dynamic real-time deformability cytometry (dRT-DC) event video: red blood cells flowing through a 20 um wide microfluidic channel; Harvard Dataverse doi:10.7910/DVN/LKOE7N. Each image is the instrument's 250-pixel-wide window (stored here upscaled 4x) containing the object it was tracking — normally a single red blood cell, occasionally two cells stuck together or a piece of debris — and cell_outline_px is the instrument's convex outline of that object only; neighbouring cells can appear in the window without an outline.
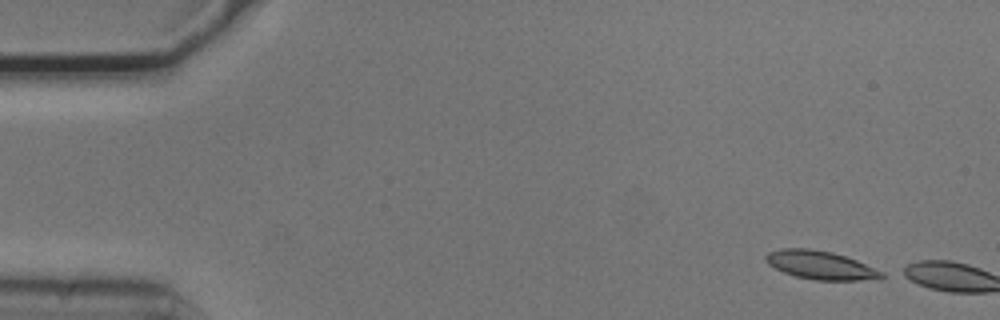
{"species": "common noctule bat (a hibernating species)", "species_latin": "Nyctalus noctula", "temperature_condition": "cold", "stored_images_in_passage": 3, "camera_frame_rate_fps": 3000, "um_per_image_px": 0.085, "animal": {"sex": "male", "body_mass_g": 20.5, "forearm_length_mm": 52.5}, "frame": {"image": 1, "passage_image": 1, "time_ms": 0.0, "image_size_px": [1000, 320], "cell_outline_px": [[888, 276], [880, 280], [816, 280], [796, 276], [784, 272], [768, 264], [764, 260], [764, 256], [768, 252], [780, 248], [808, 248], [832, 252], [856, 260], [884, 272]], "centroid_in_image_um": [69.78, 22.54], "position_along_channel_um": 15.2, "area_um2": 19.36}}